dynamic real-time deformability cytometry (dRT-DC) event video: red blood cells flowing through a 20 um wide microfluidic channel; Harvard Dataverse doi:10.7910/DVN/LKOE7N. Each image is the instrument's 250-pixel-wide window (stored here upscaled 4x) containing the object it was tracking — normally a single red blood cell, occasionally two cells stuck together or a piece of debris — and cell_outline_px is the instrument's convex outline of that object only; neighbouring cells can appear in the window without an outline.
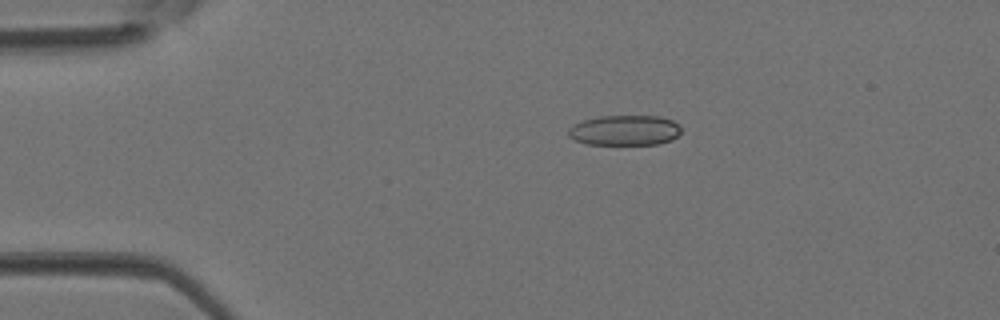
{"species": "Egyptian fruit bat (a non-hibernating species)", "species_latin": "Rousettus aegyptiacus", "temperature_condition": "room temperature", "stored_images_in_passage": 4, "camera_frame_rate_fps": 3000, "um_per_image_px": 0.085, "animal": {"sex": "female"}, "frame": {"image": 1, "passage_image": 3, "time_ms": 0.667, "image_size_px": [1000, 320], "cell_outline_px": [[680, 132], [672, 140], [660, 144], [588, 144], [576, 140], [568, 136], [568, 128], [572, 124], [584, 120], [600, 116], [660, 116], [672, 120], [680, 128]], "centroid_in_image_um": [53.08, 11.07], "position_along_channel_um": 31.9, "area_um2": 19.83}}